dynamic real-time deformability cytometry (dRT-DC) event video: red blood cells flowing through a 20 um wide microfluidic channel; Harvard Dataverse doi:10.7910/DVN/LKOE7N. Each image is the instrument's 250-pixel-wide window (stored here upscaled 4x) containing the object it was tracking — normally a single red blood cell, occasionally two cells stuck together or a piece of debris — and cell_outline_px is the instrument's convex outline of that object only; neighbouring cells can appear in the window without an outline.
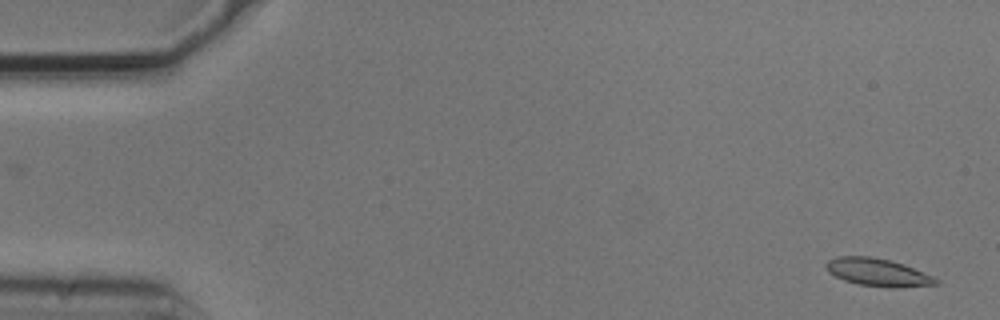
{"species": "common noctule bat (a hibernating species)", "species_latin": "Nyctalus noctula", "temperature_condition": "cold", "stored_images_in_passage": 5, "camera_frame_rate_fps": 3000, "um_per_image_px": 0.085, "animal": {"sex": "male", "body_mass_g": 20.5, "forearm_length_mm": 52.5}, "frame": {"image": 1, "passage_image": 1, "time_ms": 0.0, "image_size_px": [1000, 320], "cell_outline_px": [[940, 284], [892, 288], [888, 288], [860, 284], [844, 280], [828, 272], [824, 264], [828, 260], [836, 256], [872, 256], [892, 260], [904, 264], [932, 276], [940, 280]], "centroid_in_image_um": [74.61, 23.14], "position_along_channel_um": 10.4, "area_um2": 17.86}}
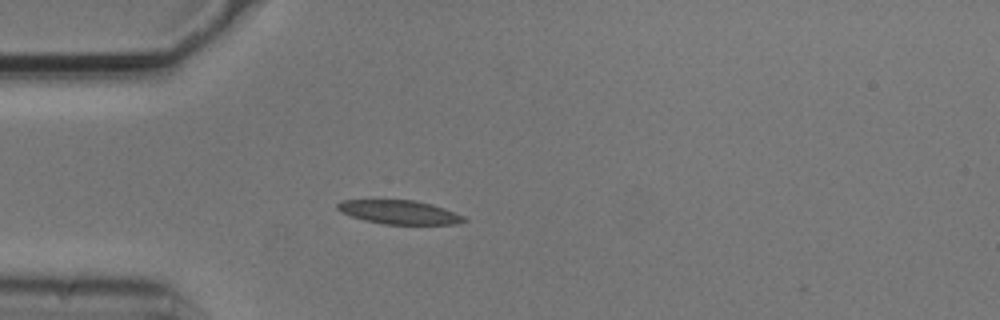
{"frame": {"image": 2, "passage_image": 5, "time_ms": 1.333, "image_size_px": [1000, 320], "cell_outline_px": [[468, 220], [456, 224], [384, 224], [364, 220], [340, 212], [336, 208], [336, 204], [340, 200], [412, 200], [432, 204], [444, 208], [464, 216]], "centroid_in_image_um": [33.92, 18.03], "position_along_channel_um": 51.1, "area_um2": 17.51}}